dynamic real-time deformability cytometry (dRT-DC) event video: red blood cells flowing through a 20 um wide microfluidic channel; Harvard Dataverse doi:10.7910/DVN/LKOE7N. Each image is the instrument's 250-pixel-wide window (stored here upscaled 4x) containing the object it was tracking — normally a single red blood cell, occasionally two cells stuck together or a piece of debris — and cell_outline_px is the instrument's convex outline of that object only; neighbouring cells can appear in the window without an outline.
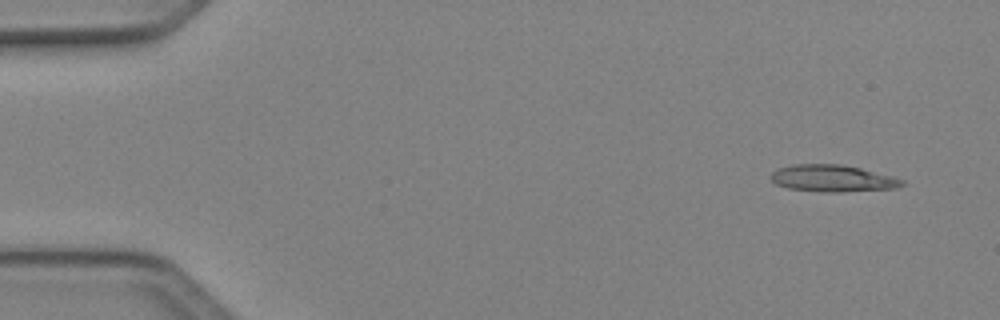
{"species": "Egyptian fruit bat (a non-hibernating species)", "species_latin": "Rousettus aegyptiacus", "temperature_condition": "cold", "stored_images_in_passage": 47, "camera_frame_rate_fps": 3000, "um_per_image_px": 0.085, "animal": {"sex": "female"}, "frame": {"image": 1, "passage_image": 1, "time_ms": 0.0, "image_size_px": [1000, 320], "cell_outline_px": [[904, 184], [896, 188], [840, 192], [824, 192], [788, 188], [776, 184], [772, 180], [772, 172], [780, 168], [796, 164], [840, 164], [860, 168], [892, 176], [904, 180]], "centroid_in_image_um": [70.79, 15.16], "position_along_channel_um": 14.2, "area_um2": 20.29}}
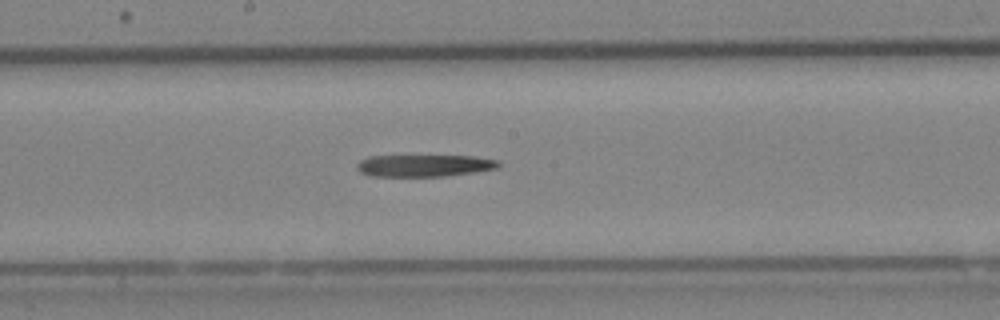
{"frame": {"image": 2, "passage_image": 24, "time_ms": 7.667, "image_size_px": [1000, 320], "cell_outline_px": [[500, 164], [496, 168], [476, 172], [444, 176], [372, 176], [360, 172], [356, 168], [356, 164], [360, 160], [368, 156], [472, 156], [500, 160]], "centroid_in_image_um": [36.05, 14.07], "position_along_channel_um": 212.2, "area_um2": 18.15}}
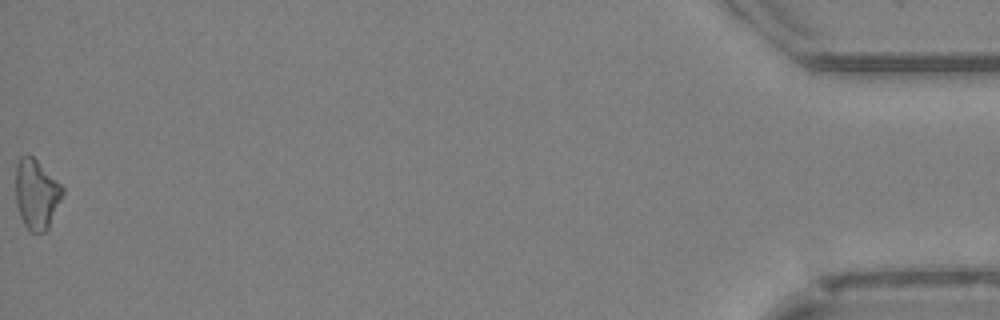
{"frame": {"image": 3, "passage_image": 47, "time_ms": 15.333, "image_size_px": [1000, 320], "cell_outline_px": [[64, 192], [48, 228], [44, 232], [32, 232], [24, 224], [20, 216], [16, 204], [16, 164], [20, 156], [32, 156], [64, 188]], "centroid_in_image_um": [3.08, 16.51], "position_along_channel_um": 432.1, "area_um2": 18.73}}